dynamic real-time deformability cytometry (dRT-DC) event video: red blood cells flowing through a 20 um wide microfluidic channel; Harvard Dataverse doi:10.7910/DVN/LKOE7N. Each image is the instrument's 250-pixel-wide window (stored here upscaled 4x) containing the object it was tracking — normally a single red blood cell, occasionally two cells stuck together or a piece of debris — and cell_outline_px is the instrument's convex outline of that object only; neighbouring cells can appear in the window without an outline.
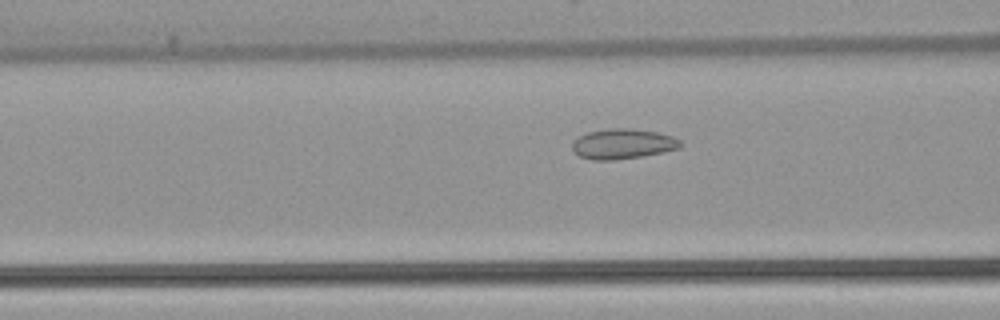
{"species": "common noctule bat (a hibernating species)", "species_latin": "Nyctalus noctula", "temperature_condition": "warm", "stored_images_in_passage": 53, "camera_frame_rate_fps": 3000, "um_per_image_px": 0.085, "animal": {"sex": "female", "body_mass_g": 22.7, "forearm_length_mm": 54.2}, "frame": {"image": 1, "passage_image": 21, "time_ms": 6.667, "image_size_px": [1000, 320], "cell_outline_px": [[684, 144], [680, 148], [664, 152], [616, 160], [592, 160], [580, 156], [572, 152], [572, 144], [580, 136], [588, 132], [612, 128], [628, 128], [656, 132], [672, 136], [680, 140]], "centroid_in_image_um": [52.95, 12.24], "position_along_channel_um": 113.6, "area_um2": 18.96}}
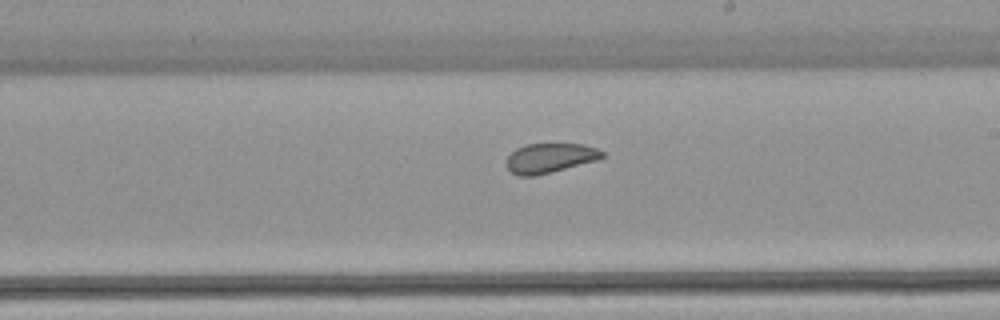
{"frame": {"image": 2, "passage_image": 31, "time_ms": 10.0, "image_size_px": [1000, 320], "cell_outline_px": [[604, 156], [596, 160], [552, 172], [536, 176], [520, 176], [512, 172], [508, 168], [508, 156], [516, 148], [528, 144], [584, 144], [596, 148], [604, 152]], "centroid_in_image_um": [46.75, 13.43], "position_along_channel_um": 242.2, "area_um2": 16.3}}
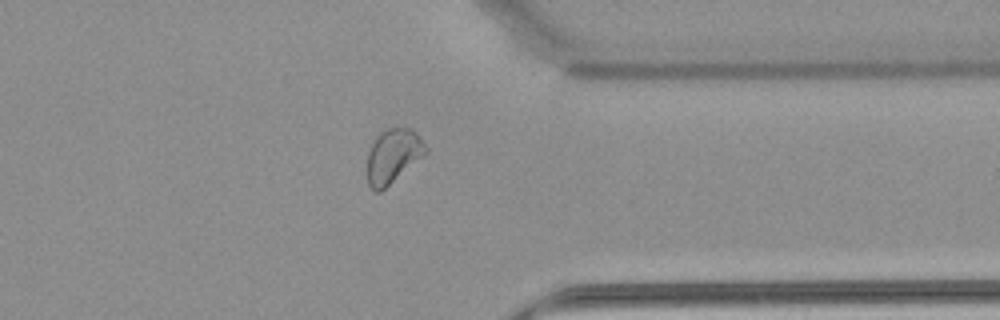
{"frame": {"image": 3, "passage_image": 42, "time_ms": 13.667, "image_size_px": [1000, 320], "cell_outline_px": [[428, 152], [424, 156], [380, 192], [376, 192], [368, 184], [368, 152], [376, 136], [380, 132], [388, 128], [412, 128], [416, 132], [428, 148]], "centroid_in_image_um": [33.43, 13.24], "position_along_channel_um": 378.0, "area_um2": 18.38}, "authors_computed_cell_mechanics": {"area_um2": 20.1144, "velocity_mm_per_s": 3.8606, "shape_relaxation_time_tau1_ms": 11.351, "shape_relaxation_time_tau2_ms": 1.4583, "deformation_change_tau1": 0.1421, "deformation_change_tau2": 0.0619}}